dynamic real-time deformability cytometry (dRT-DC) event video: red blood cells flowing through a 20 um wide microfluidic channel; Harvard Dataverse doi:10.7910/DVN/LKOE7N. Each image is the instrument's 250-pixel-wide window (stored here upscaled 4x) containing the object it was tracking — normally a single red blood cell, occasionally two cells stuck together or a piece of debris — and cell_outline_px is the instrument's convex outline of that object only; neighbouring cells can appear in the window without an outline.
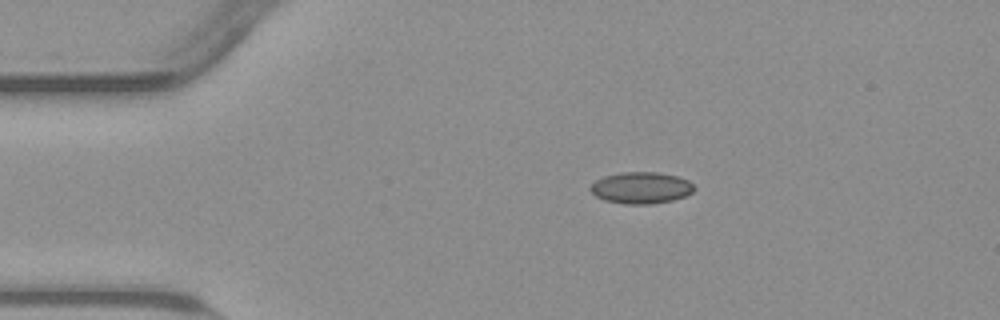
{"species": "common noctule bat (a hibernating species)", "species_latin": "Nyctalus noctula", "temperature_condition": "warm", "stored_images_in_passage": 45, "camera_frame_rate_fps": 3000, "um_per_image_px": 0.085, "animal": {"sex": "male", "body_mass_g": 23.1, "forearm_length_mm": 52.7}, "frame": {"image": 1, "passage_image": 1, "time_ms": 0.0, "image_size_px": [1000, 320], "cell_outline_px": [[696, 188], [692, 192], [684, 196], [672, 200], [652, 204], [624, 204], [604, 200], [596, 196], [588, 188], [596, 180], [604, 176], [624, 172], [656, 172], [676, 176], [688, 180]], "centroid_in_image_um": [54.48, 15.97], "position_along_channel_um": 30.5, "area_um2": 19.02}}
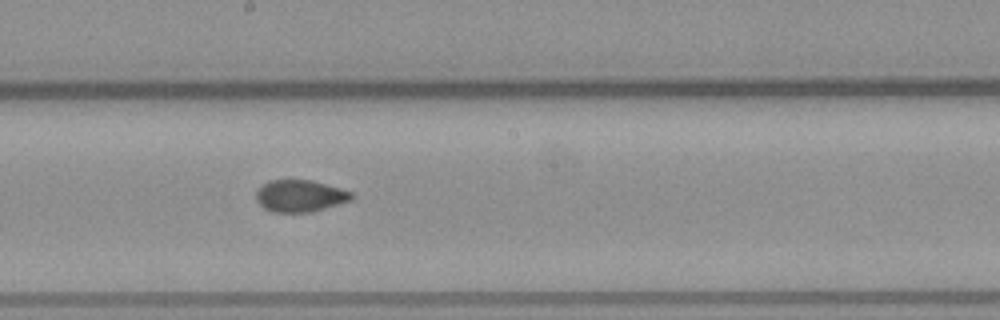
{"frame": {"image": 2, "passage_image": 20, "time_ms": 6.333, "image_size_px": [1000, 320], "cell_outline_px": [[356, 196], [352, 200], [312, 212], [272, 212], [264, 208], [256, 200], [256, 188], [268, 180], [312, 180], [340, 188], [352, 192]], "centroid_in_image_um": [25.5, 16.65], "position_along_channel_um": 222.7, "area_um2": 17.98}}
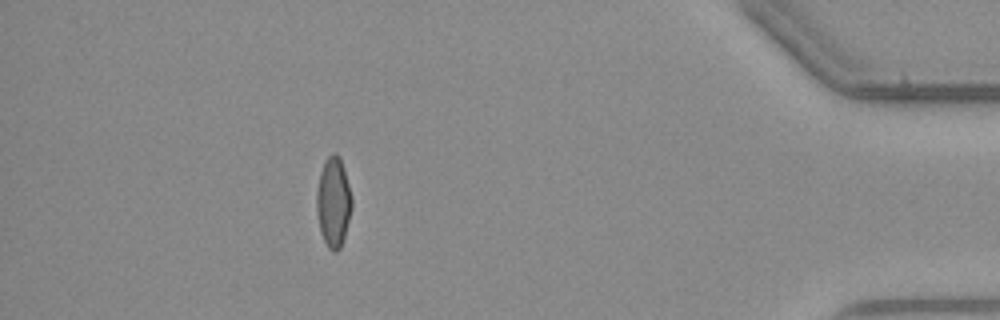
{"frame": {"image": 3, "passage_image": 39, "time_ms": 12.667, "image_size_px": [1000, 320], "cell_outline_px": [[352, 208], [344, 236], [340, 248], [336, 252], [332, 252], [328, 248], [320, 232], [316, 208], [316, 192], [320, 172], [324, 160], [332, 152], [336, 152], [340, 156], [352, 196]], "centroid_in_image_um": [28.33, 17.15], "position_along_channel_um": 406.9, "area_um2": 18.61}, "authors_computed_cell_mechanics": {"area_um2": 18.1492, "velocity_mm_per_s": 3.801, "shape_relaxation_time_tau1_ms": null, "shape_relaxation_time_tau2_ms": 1.2055, "deformation_change_tau1": null, "deformation_change_tau2": 0.0481}}